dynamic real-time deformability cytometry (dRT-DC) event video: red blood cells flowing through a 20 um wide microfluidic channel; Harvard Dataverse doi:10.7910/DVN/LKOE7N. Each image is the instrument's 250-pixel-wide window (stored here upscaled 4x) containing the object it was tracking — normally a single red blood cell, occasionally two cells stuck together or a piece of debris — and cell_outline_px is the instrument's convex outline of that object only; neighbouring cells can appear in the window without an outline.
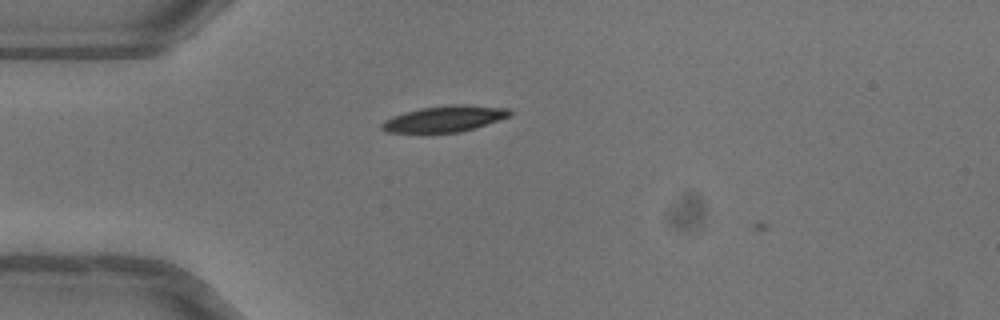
{"species": "common noctule bat (a hibernating species)", "species_latin": "Nyctalus noctula", "temperature_condition": "warm", "stored_images_in_passage": 35, "camera_frame_rate_fps": 3000, "um_per_image_px": 0.085, "animal": {"sex": "female"}, "frame": {"image": 1, "passage_image": 3, "time_ms": 0.667, "image_size_px": [1000, 320], "cell_outline_px": [[512, 112], [508, 116], [460, 132], [388, 132], [380, 128], [380, 124], [384, 120], [392, 116], [404, 112], [420, 108], [452, 104], [464, 104], [508, 108]], "centroid_in_image_um": [37.73, 10.08], "position_along_channel_um": 47.3, "area_um2": 19.13}}
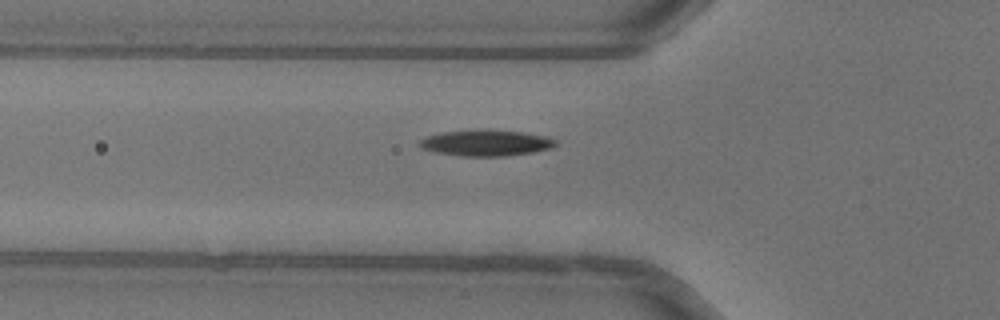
{"frame": {"image": 2, "passage_image": 7, "time_ms": 2.0, "image_size_px": [1000, 320], "cell_outline_px": [[556, 144], [552, 148], [532, 152], [504, 156], [460, 156], [436, 152], [420, 148], [420, 140], [428, 136], [444, 132], [476, 128], [524, 132], [544, 136], [556, 140]], "centroid_in_image_um": [41.3, 12.13], "position_along_channel_um": 84.5, "area_um2": 20.75}}
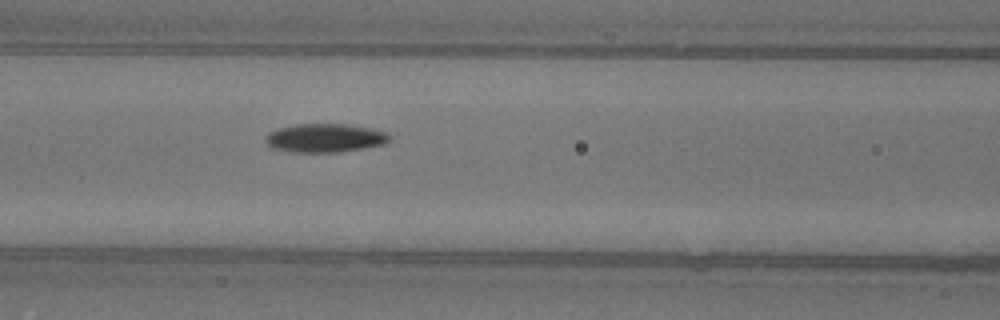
{"frame": {"image": 3, "passage_image": 11, "time_ms": 3.333, "image_size_px": [1000, 320], "cell_outline_px": [[392, 136], [384, 144], [364, 148], [340, 152], [296, 152], [276, 148], [268, 144], [264, 140], [268, 132], [280, 128], [296, 124], [348, 124], [372, 128], [388, 132]], "centroid_in_image_um": [27.68, 11.72], "position_along_channel_um": 138.9, "area_um2": 20.63}, "authors_computed_cell_mechanics": {"area_um2": 19.9988, "velocity_mm_per_s": 4.0197, "shape_relaxation_time_tau1_ms": 4.4483, "shape_relaxation_time_tau2_ms": null, "deformation_change_tau1": 0.154, "deformation_change_tau2": null}}